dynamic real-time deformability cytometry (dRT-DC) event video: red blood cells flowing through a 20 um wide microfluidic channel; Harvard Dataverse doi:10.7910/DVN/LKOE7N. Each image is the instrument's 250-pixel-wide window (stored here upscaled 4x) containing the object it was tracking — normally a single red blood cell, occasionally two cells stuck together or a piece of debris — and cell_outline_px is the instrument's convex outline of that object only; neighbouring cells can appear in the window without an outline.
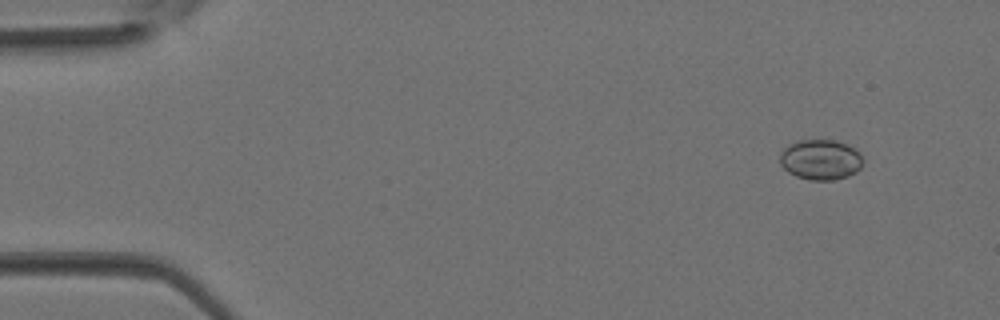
{"species": "Egyptian fruit bat (a non-hibernating species)", "species_latin": "Rousettus aegyptiacus", "temperature_condition": "room temperature", "stored_images_in_passage": 41, "camera_frame_rate_fps": 3000, "um_per_image_px": 0.085, "animal": {"sex": "female"}, "frame": {"image": 1, "passage_image": 3, "time_ms": 0.667, "image_size_px": [1000, 320], "cell_outline_px": [[864, 160], [860, 168], [856, 172], [848, 176], [832, 180], [808, 180], [796, 176], [788, 172], [780, 164], [780, 152], [788, 144], [796, 140], [836, 140], [848, 144], [856, 148], [860, 152]], "centroid_in_image_um": [69.76, 13.56], "position_along_channel_um": 15.2, "area_um2": 19.88}}
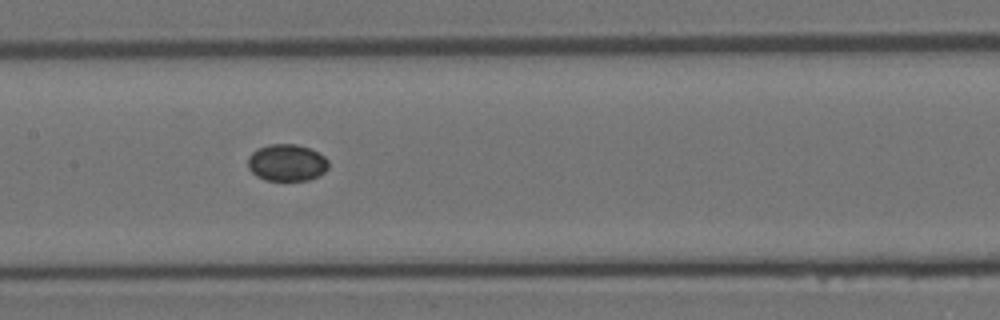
{"frame": {"image": 2, "passage_image": 20, "time_ms": 6.333, "image_size_px": [1000, 320], "cell_outline_px": [[328, 168], [320, 176], [308, 180], [264, 180], [256, 176], [248, 168], [248, 156], [256, 148], [268, 144], [296, 144], [308, 148], [324, 156], [328, 160]], "centroid_in_image_um": [24.36, 13.83], "position_along_channel_um": 183.0, "area_um2": 17.46}}
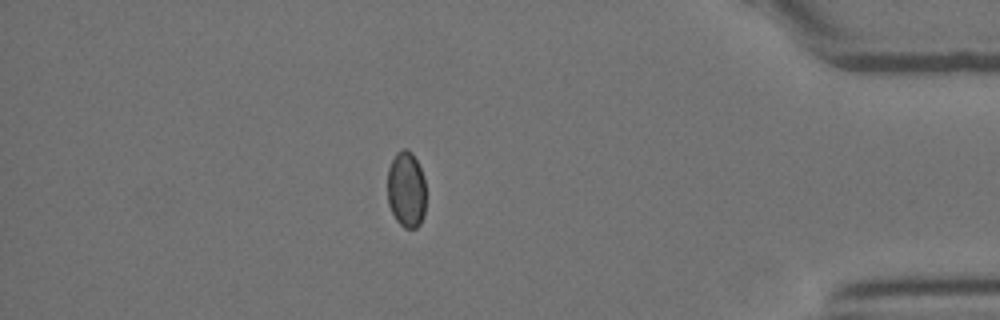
{"frame": {"image": 3, "passage_image": 36, "time_ms": 11.667, "image_size_px": [1000, 320], "cell_outline_px": [[424, 216], [420, 224], [416, 228], [404, 228], [396, 220], [388, 204], [388, 168], [396, 152], [404, 148], [408, 148], [412, 152], [424, 176]], "centroid_in_image_um": [34.52, 16.1], "position_along_channel_um": 400.7, "area_um2": 17.11}}